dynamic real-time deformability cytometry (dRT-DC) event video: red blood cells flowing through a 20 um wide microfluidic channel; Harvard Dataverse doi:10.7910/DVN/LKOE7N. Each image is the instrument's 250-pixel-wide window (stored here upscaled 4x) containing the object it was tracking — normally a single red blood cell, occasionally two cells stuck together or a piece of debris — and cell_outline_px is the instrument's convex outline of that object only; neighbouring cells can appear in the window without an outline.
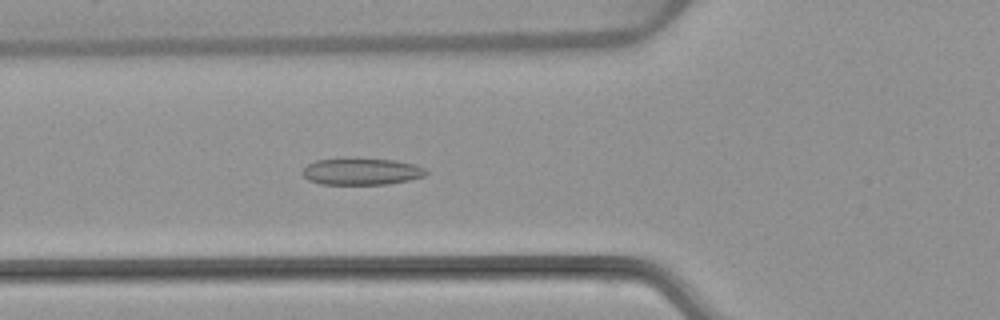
{"species": "common noctule bat (a hibernating species)", "species_latin": "Nyctalus noctula", "temperature_condition": "warm", "stored_images_in_passage": 5, "camera_frame_rate_fps": 3000, "um_per_image_px": 0.085, "animal": {"sex": "female", "body_mass_g": 22.7, "forearm_length_mm": 54.2}, "frame": {"image": 1, "passage_image": 5, "time_ms": 5.667, "image_size_px": [1000, 320], "cell_outline_px": [[428, 172], [424, 176], [408, 180], [388, 184], [320, 184], [308, 180], [300, 172], [308, 164], [316, 160], [340, 156], [356, 156], [396, 160], [416, 164], [424, 168]], "centroid_in_image_um": [30.69, 14.53], "position_along_channel_um": 95.1, "area_um2": 20.17}}